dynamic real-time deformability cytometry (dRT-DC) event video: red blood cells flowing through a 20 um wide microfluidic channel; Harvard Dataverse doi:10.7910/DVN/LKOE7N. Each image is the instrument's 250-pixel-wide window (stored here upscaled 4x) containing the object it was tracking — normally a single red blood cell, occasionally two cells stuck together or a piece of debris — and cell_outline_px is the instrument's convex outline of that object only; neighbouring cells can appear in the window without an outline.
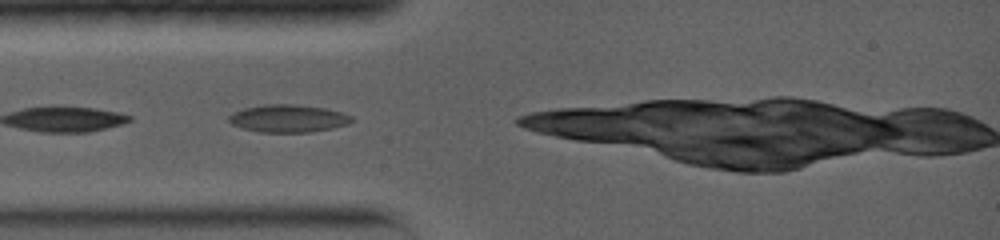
{"species": "common noctule bat (a hibernating species)", "species_latin": "Nyctalus noctula", "temperature_condition": "warm", "stored_images_in_passage": 9, "camera_frame_rate_fps": 5000, "um_per_image_px": 0.085, "animal": {"sex": "female", "body_mass_g": 19.0, "forearm_length_mm": 56.7}, "frame": {"image": 1, "passage_image": 4, "time_ms": 0.6, "image_size_px": [1000, 240], "cell_outline_px": [[352, 120], [348, 124], [332, 128], [308, 132], [260, 132], [244, 128], [232, 124], [228, 120], [228, 116], [232, 112], [244, 108], [264, 104], [296, 104], [324, 108], [340, 112], [352, 116]], "centroid_in_image_um": [24.47, 10.06], "position_along_channel_um": 60.5, "area_um2": 19.65}}
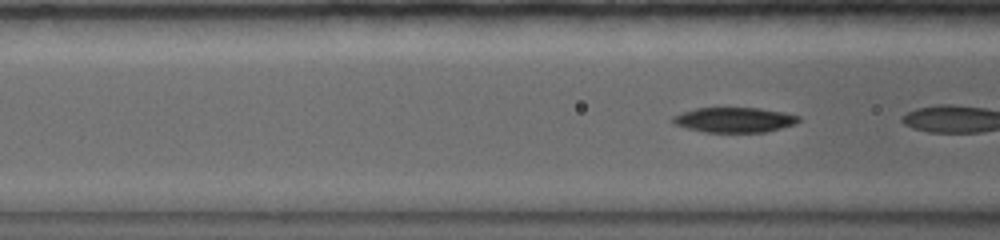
{"frame": {"image": 2, "passage_image": 7, "time_ms": 1.2, "image_size_px": [1000, 240], "cell_outline_px": [[800, 120], [796, 124], [764, 132], [704, 132], [672, 124], [672, 116], [696, 108], [760, 108], [784, 112], [800, 116]], "centroid_in_image_um": [62.43, 10.19], "position_along_channel_um": 104.2, "area_um2": 18.32}}